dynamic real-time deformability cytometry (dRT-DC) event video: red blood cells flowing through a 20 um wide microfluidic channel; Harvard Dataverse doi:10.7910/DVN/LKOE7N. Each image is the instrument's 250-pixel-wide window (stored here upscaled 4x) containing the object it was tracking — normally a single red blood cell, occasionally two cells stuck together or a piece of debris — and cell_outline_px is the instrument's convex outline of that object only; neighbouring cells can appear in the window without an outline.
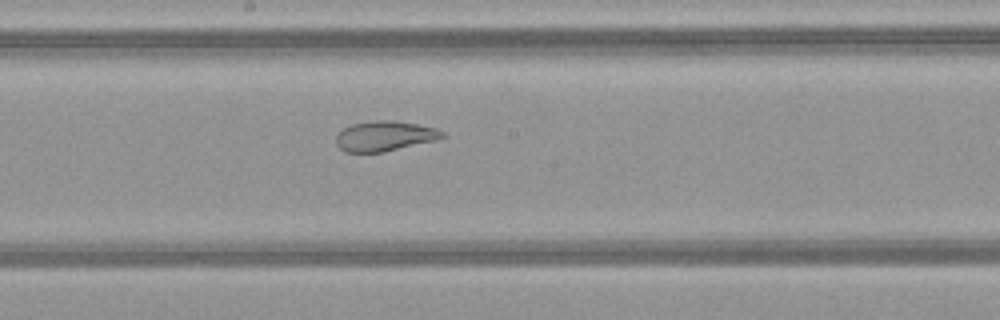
{"species": "common noctule bat (a hibernating species)", "species_latin": "Nyctalus noctula", "temperature_condition": "warm", "stored_images_in_passage": 50, "camera_frame_rate_fps": 3000, "um_per_image_px": 0.085, "animal": {"sex": "female", "body_mass_g": 21.9}, "frame": {"image": 1, "passage_image": 28, "time_ms": 9.0, "image_size_px": [1000, 320], "cell_outline_px": [[444, 136], [436, 140], [384, 152], [344, 152], [336, 144], [336, 136], [344, 128], [352, 124], [376, 120], [392, 120], [416, 124], [436, 128], [444, 132]], "centroid_in_image_um": [32.69, 11.57], "position_along_channel_um": 215.5, "area_um2": 18.5}}
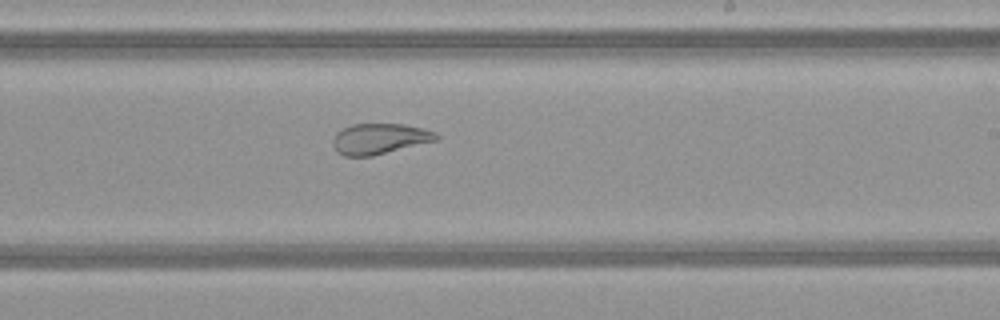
{"frame": {"image": 2, "passage_image": 31, "time_ms": 10.0, "image_size_px": [1000, 320], "cell_outline_px": [[440, 140], [372, 156], [344, 156], [336, 152], [332, 144], [332, 140], [336, 132], [352, 124], [404, 124], [424, 128], [436, 132], [440, 136]], "centroid_in_image_um": [32.29, 11.8], "position_along_channel_um": 256.7, "area_um2": 18.79}}
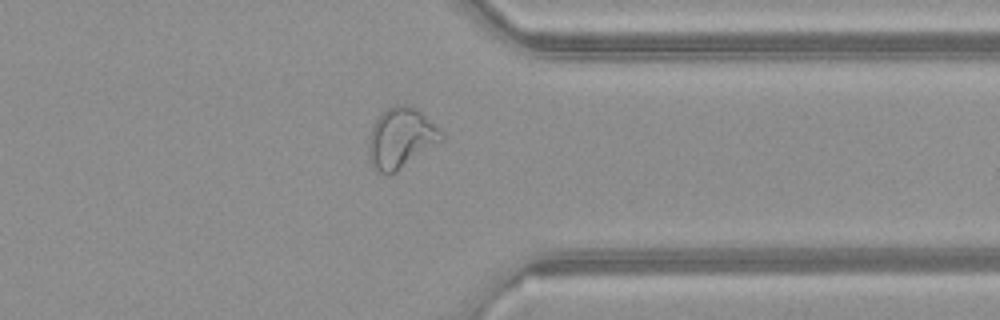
{"frame": {"image": 3, "passage_image": 40, "time_ms": 13.0, "image_size_px": [1000, 320], "cell_outline_px": [[444, 140], [392, 176], [388, 176], [376, 172], [372, 168], [368, 156], [368, 140], [372, 128], [380, 112], [392, 104], [404, 104], [416, 108], [444, 132]], "centroid_in_image_um": [34.07, 11.78], "position_along_channel_um": 377.3, "area_um2": 26.47}, "authors_computed_cell_mechanics": {"area_um2": 27.8018, "velocity_mm_per_s": 4.1399, "shape_relaxation_time_tau1_ms": null, "shape_relaxation_time_tau2_ms": 1.131, "deformation_change_tau1": null, "deformation_change_tau2": 0.0903}}